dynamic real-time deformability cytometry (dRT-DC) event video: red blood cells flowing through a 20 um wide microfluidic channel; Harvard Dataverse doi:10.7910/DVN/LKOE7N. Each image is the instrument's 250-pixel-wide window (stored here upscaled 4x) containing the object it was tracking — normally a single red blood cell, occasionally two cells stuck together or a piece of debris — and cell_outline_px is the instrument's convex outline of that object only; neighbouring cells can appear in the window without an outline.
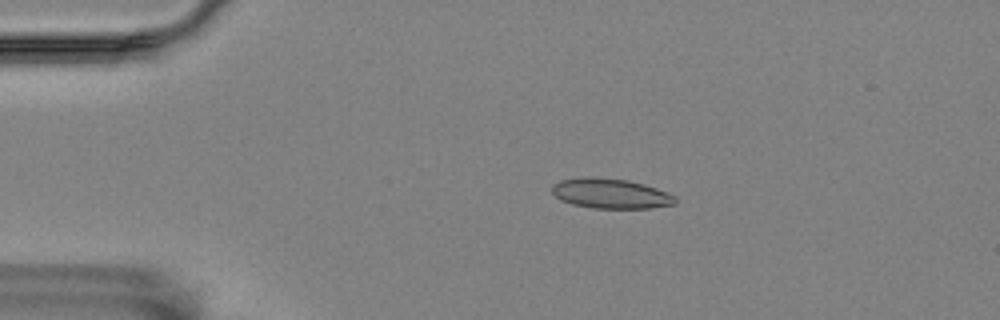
{"species": "Egyptian fruit bat (a non-hibernating species)", "species_latin": "Rousettus aegyptiacus", "temperature_condition": "room temperature", "stored_images_in_passage": 55, "camera_frame_rate_fps": 3000, "um_per_image_px": 0.085, "animal": {"sex": "female"}, "frame": {"image": 1, "passage_image": 10, "time_ms": 3.0, "image_size_px": [1000, 320], "cell_outline_px": [[676, 204], [648, 208], [592, 208], [572, 204], [560, 200], [552, 192], [552, 188], [560, 180], [588, 176], [592, 176], [628, 180], [644, 184], [668, 192], [676, 196]], "centroid_in_image_um": [51.92, 16.45], "position_along_channel_um": 33.1, "area_um2": 21.56}}
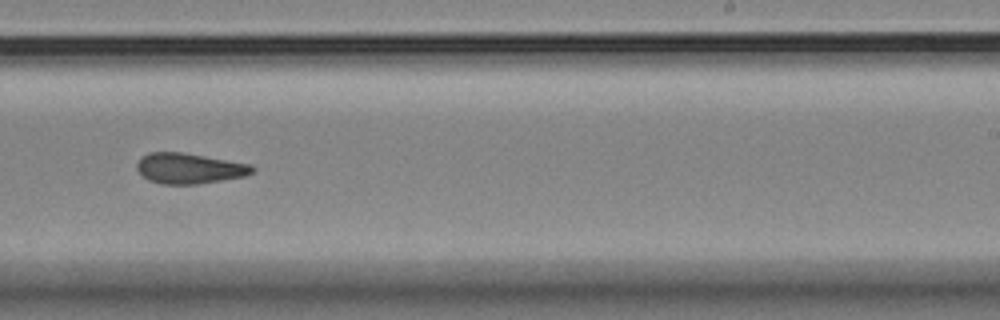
{"frame": {"image": 2, "passage_image": 34, "time_ms": 11.0, "image_size_px": [1000, 320], "cell_outline_px": [[256, 168], [252, 172], [244, 176], [196, 184], [160, 184], [148, 180], [136, 168], [136, 164], [140, 156], [148, 152], [180, 152], [252, 164]], "centroid_in_image_um": [16.05, 14.3], "position_along_channel_um": 272.9, "area_um2": 20.46}}
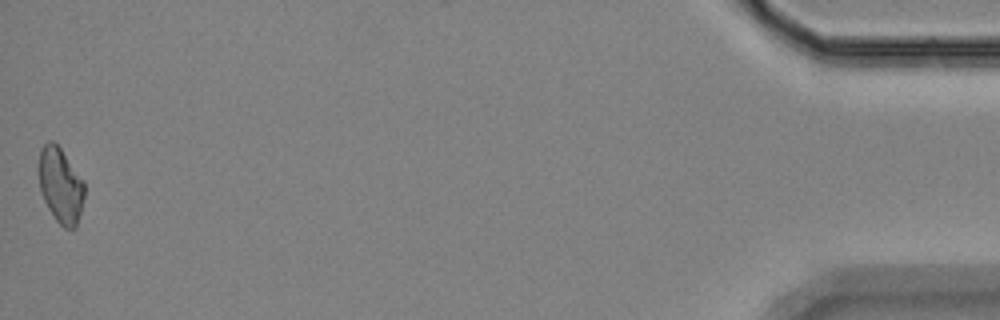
{"frame": {"image": 3, "passage_image": 55, "time_ms": 18.0, "image_size_px": [1000, 320], "cell_outline_px": [[84, 196], [76, 228], [64, 228], [56, 220], [48, 208], [44, 200], [40, 188], [40, 148], [48, 140], [52, 140], [60, 148], [84, 180]], "centroid_in_image_um": [5.16, 15.75], "position_along_channel_um": 430.0, "area_um2": 19.71}, "authors_computed_cell_mechanics": {"area_um2": 20.6924, "velocity_mm_per_s": 3.5386, "shape_relaxation_time_tau1_ms": null, "shape_relaxation_time_tau2_ms": 2.8594, "deformation_change_tau1": null, "deformation_change_tau2": 0.1086}}